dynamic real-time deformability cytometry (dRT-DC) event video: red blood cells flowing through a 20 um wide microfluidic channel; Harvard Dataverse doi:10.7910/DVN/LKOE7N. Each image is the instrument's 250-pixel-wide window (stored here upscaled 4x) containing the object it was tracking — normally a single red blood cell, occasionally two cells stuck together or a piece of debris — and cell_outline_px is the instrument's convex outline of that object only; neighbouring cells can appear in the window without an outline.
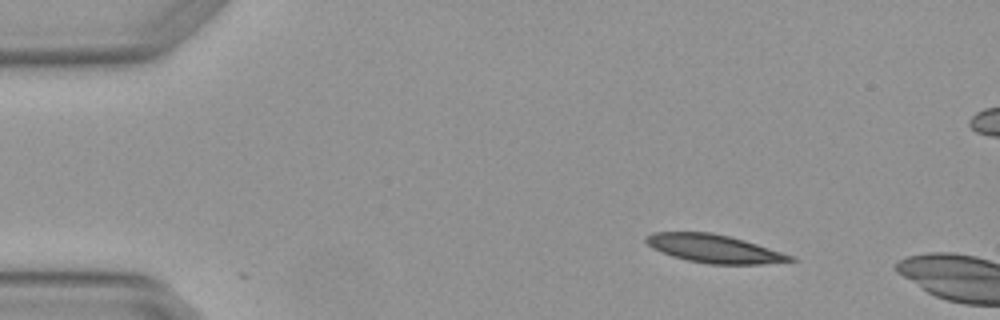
{"species": "Egyptian fruit bat (a non-hibernating species)", "species_latin": "Rousettus aegyptiacus", "temperature_condition": "warm", "stored_images_in_passage": 4, "camera_frame_rate_fps": 3000, "um_per_image_px": 0.085, "animal": {"sex": "female"}, "frame": {"image": 1, "passage_image": 1, "time_ms": 0.0, "image_size_px": [1000, 320], "cell_outline_px": [[800, 260], [764, 264], [708, 264], [688, 260], [672, 256], [652, 248], [644, 240], [644, 236], [652, 232], [712, 232], [744, 240], [796, 256]], "centroid_in_image_um": [60.73, 21.14], "position_along_channel_um": 24.3, "area_um2": 23.87}}